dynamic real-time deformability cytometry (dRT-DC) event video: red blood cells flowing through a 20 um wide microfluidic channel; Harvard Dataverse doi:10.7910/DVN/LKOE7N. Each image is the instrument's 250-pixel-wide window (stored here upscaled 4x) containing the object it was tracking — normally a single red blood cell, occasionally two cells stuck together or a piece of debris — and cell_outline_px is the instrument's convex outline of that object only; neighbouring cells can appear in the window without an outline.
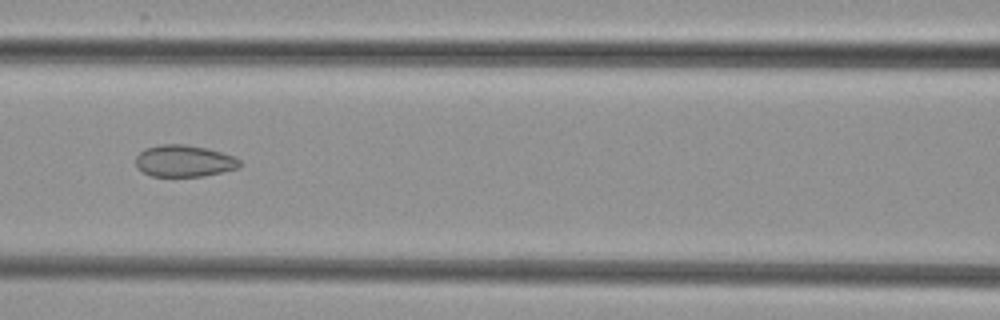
{"species": "common noctule bat (a hibernating species)", "species_latin": "Nyctalus noctula", "temperature_condition": "cold", "stored_images_in_passage": 5, "camera_frame_rate_fps": 3000, "um_per_image_px": 0.085, "animal": {"sex": "female", "body_mass_g": 29.2, "forearm_length_mm": 56.3}, "frame": {"image": 1, "passage_image": 3, "time_ms": 2.333, "image_size_px": [1000, 320], "cell_outline_px": [[240, 164], [236, 168], [204, 176], [152, 176], [136, 168], [136, 156], [144, 148], [160, 144], [188, 144], [208, 148], [232, 156], [240, 160]], "centroid_in_image_um": [15.6, 13.67], "position_along_channel_um": 151.0, "area_um2": 19.19}}
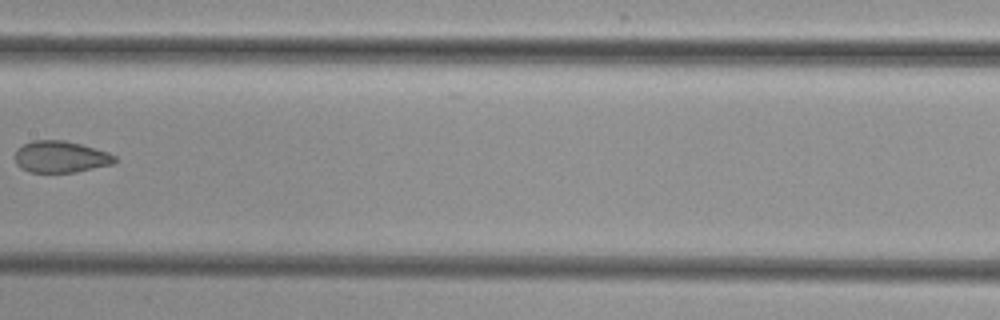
{"frame": {"image": 2, "passage_image": 4, "time_ms": 3.667, "image_size_px": [1000, 320], "cell_outline_px": [[116, 160], [112, 164], [76, 172], [28, 172], [16, 164], [16, 152], [24, 144], [32, 140], [64, 140], [80, 144], [108, 152], [116, 156]], "centroid_in_image_um": [5.16, 13.33], "position_along_channel_um": 202.2, "area_um2": 18.21}}
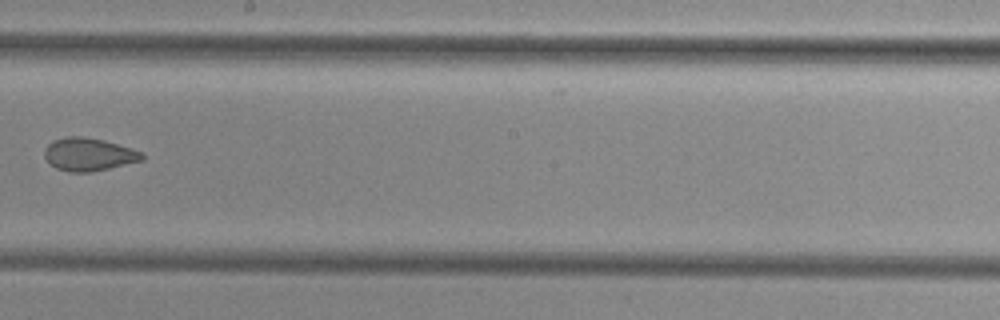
{"frame": {"image": 3, "passage_image": 5, "time_ms": 4.667, "image_size_px": [1000, 320], "cell_outline_px": [[144, 160], [92, 172], [68, 172], [56, 168], [48, 164], [44, 156], [44, 148], [52, 140], [68, 136], [80, 136], [104, 140], [132, 148], [140, 152], [144, 156]], "centroid_in_image_um": [7.5, 13.13], "position_along_channel_um": 240.7, "area_um2": 18.9}}